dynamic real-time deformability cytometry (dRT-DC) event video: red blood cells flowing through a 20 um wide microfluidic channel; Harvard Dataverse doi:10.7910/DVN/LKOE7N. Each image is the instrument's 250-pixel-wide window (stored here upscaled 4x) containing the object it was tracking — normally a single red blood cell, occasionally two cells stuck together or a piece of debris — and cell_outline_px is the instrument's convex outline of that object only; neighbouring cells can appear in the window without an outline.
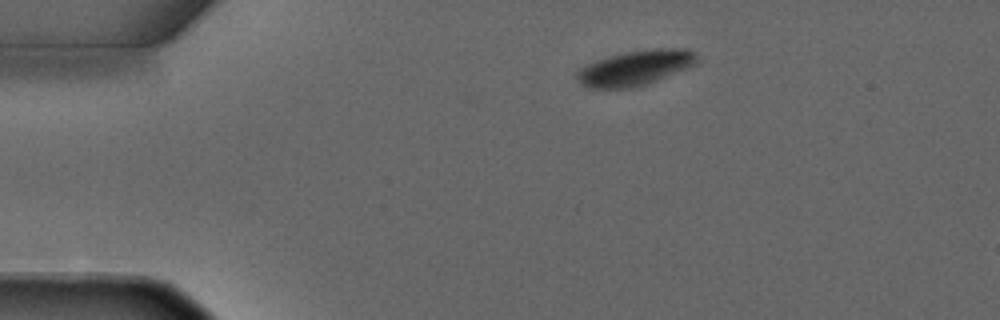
{"species": "common noctule bat (a hibernating species)", "species_latin": "Nyctalus noctula", "temperature_condition": "warm", "stored_images_in_passage": 2, "camera_frame_rate_fps": 3000, "um_per_image_px": 0.085, "animal": {"sex": "male", "forearm_length_mm": 52.5}, "frame": {"image": 1, "passage_image": 1, "time_ms": 0.0, "image_size_px": [1000, 320], "cell_outline_px": [[696, 64], [656, 80], [632, 88], [592, 88], [584, 84], [576, 76], [576, 72], [580, 68], [588, 64], [608, 56], [624, 52], [652, 48], [688, 48], [696, 52]], "centroid_in_image_um": [54.03, 5.74], "position_along_channel_um": 31.0, "area_um2": 24.16}}